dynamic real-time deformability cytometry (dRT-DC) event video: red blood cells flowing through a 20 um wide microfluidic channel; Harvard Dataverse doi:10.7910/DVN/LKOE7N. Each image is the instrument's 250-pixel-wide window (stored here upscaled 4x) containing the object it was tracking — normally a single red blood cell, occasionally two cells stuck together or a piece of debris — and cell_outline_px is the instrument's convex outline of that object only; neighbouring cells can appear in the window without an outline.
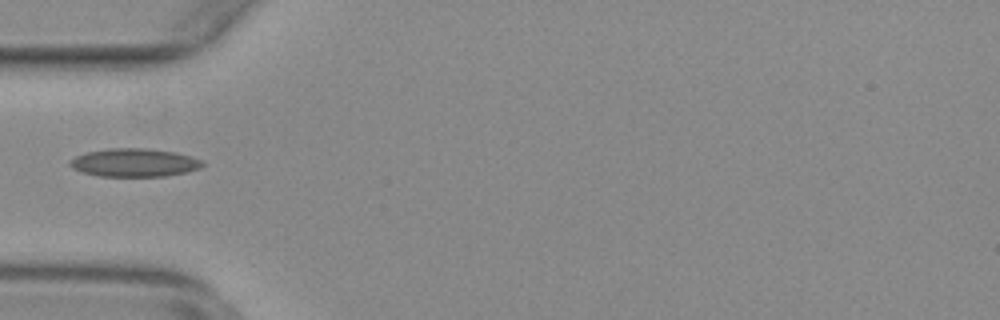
{"species": "common noctule bat (a hibernating species)", "species_latin": "Nyctalus noctula", "temperature_condition": "warm", "stored_images_in_passage": 38, "camera_frame_rate_fps": 3000, "um_per_image_px": 0.085, "animal": {"sex": "female", "body_mass_g": 29.2, "forearm_length_mm": 56.3}, "frame": {"image": 1, "passage_image": 1, "time_ms": 0.0, "image_size_px": [1000, 320], "cell_outline_px": [[204, 164], [200, 168], [184, 172], [164, 176], [100, 176], [84, 172], [72, 168], [68, 164], [68, 160], [76, 156], [88, 152], [108, 148], [148, 148], [176, 152], [204, 160]], "centroid_in_image_um": [11.42, 13.81], "position_along_channel_um": 73.6, "area_um2": 21.79}}
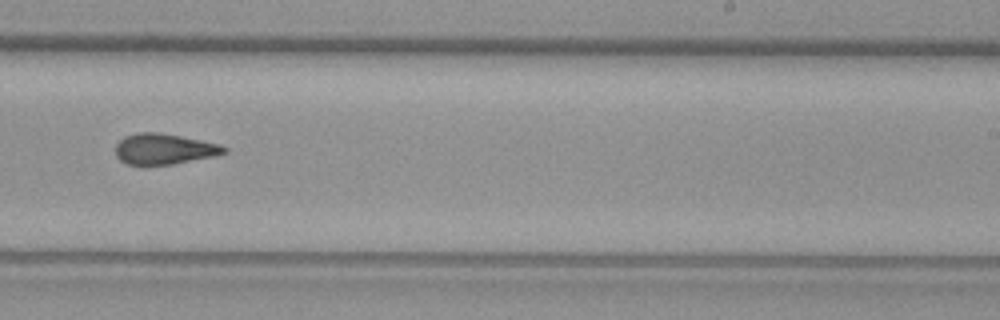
{"frame": {"image": 2, "passage_image": 17, "time_ms": 5.333, "image_size_px": [1000, 320], "cell_outline_px": [[228, 152], [216, 156], [172, 164], [128, 164], [120, 160], [116, 156], [116, 144], [124, 136], [136, 132], [160, 132], [220, 144], [228, 148]], "centroid_in_image_um": [13.97, 12.65], "position_along_channel_um": 275.0, "area_um2": 19.42}}
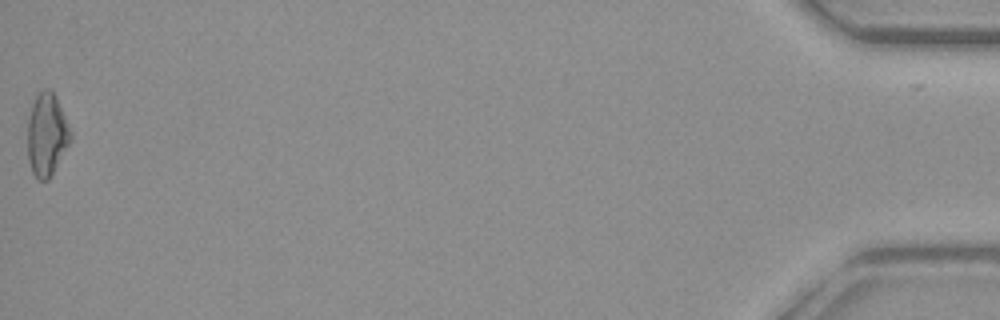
{"frame": {"image": 3, "passage_image": 38, "time_ms": 12.333, "image_size_px": [1000, 320], "cell_outline_px": [[72, 136], [68, 144], [48, 180], [36, 180], [32, 172], [28, 160], [28, 120], [32, 104], [36, 96], [44, 88], [48, 88], [56, 96], [72, 132]], "centroid_in_image_um": [3.96, 11.44], "position_along_channel_um": 431.2, "area_um2": 20.46}}